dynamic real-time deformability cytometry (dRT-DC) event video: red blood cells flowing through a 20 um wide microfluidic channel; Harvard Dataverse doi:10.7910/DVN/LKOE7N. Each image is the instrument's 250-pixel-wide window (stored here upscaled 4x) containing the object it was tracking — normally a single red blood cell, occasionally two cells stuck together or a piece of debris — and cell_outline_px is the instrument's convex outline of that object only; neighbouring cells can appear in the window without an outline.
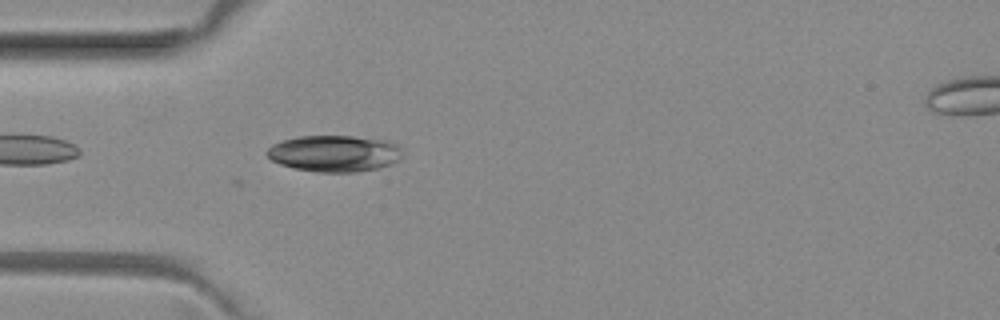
{"species": "common noctule bat (a hibernating species)", "species_latin": "Nyctalus noctula", "temperature_condition": "room temperature", "stored_images_in_passage": 26, "camera_frame_rate_fps": 3000, "um_per_image_px": 0.085, "animal": {"sex": "female", "body_mass_g": 29.2, "forearm_length_mm": 56.3}, "frame": {"image": 1, "passage_image": 2, "time_ms": 0.333, "image_size_px": [1000, 320], "cell_outline_px": [[400, 160], [392, 164], [376, 168], [356, 172], [316, 172], [296, 168], [280, 164], [272, 160], [264, 152], [272, 144], [284, 140], [300, 136], [352, 136], [388, 140], [396, 144], [400, 148]], "centroid_in_image_um": [28.42, 13.04], "position_along_channel_um": 56.6, "area_um2": 28.73}}
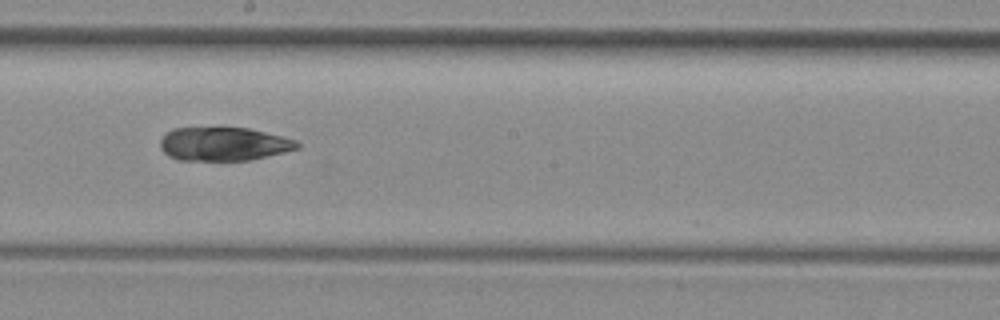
{"frame": {"image": 2, "passage_image": 15, "time_ms": 4.667, "image_size_px": [1000, 320], "cell_outline_px": [[300, 148], [284, 152], [248, 160], [180, 160], [168, 156], [160, 148], [160, 140], [172, 128], [248, 128], [296, 140], [300, 144]], "centroid_in_image_um": [19.0, 12.24], "position_along_channel_um": 229.2, "area_um2": 26.53}}
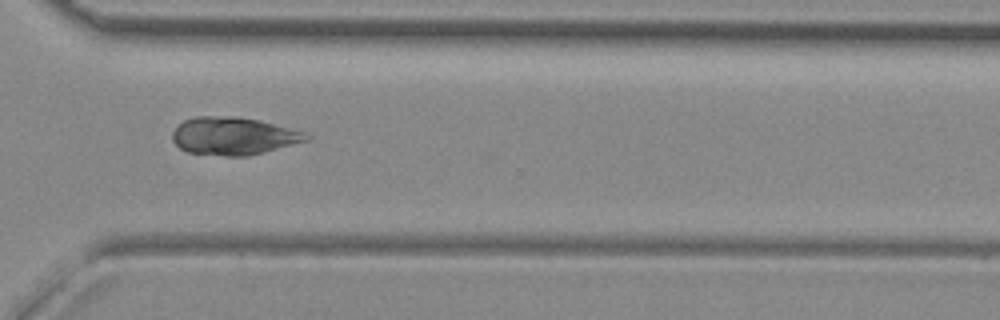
{"frame": {"image": 3, "passage_image": 24, "time_ms": 7.667, "image_size_px": [1000, 320], "cell_outline_px": [[312, 136], [308, 140], [264, 152], [248, 156], [224, 156], [188, 152], [180, 148], [172, 140], [172, 132], [184, 120], [196, 116], [236, 116], [256, 120], [304, 132]], "centroid_in_image_um": [19.82, 11.56], "position_along_channel_um": 350.8, "area_um2": 29.13}}